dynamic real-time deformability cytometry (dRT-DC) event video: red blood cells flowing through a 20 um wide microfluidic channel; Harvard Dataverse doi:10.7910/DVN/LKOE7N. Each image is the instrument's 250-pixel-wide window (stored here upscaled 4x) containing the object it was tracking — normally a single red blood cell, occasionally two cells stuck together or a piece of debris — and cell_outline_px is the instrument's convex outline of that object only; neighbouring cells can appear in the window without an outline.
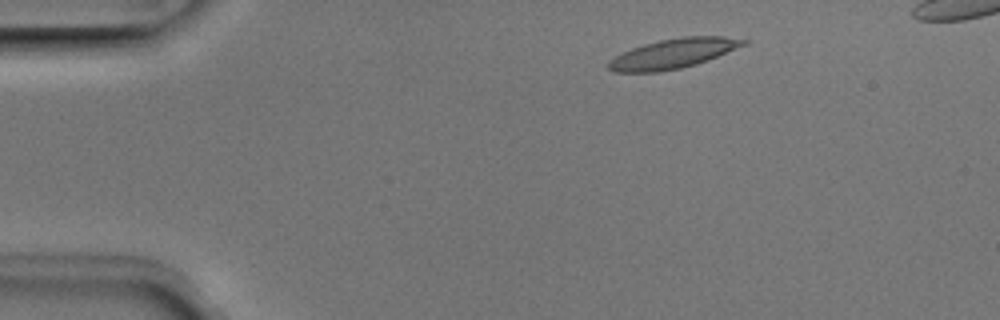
{"species": "Egyptian fruit bat (a non-hibernating species)", "species_latin": "Rousettus aegyptiacus", "temperature_condition": "room temperature", "stored_images_in_passage": 5, "camera_frame_rate_fps": 3000, "um_per_image_px": 0.085, "animal": {"sex": "male"}, "frame": {"image": 1, "passage_image": 2, "time_ms": 0.333, "image_size_px": [1000, 320], "cell_outline_px": [[752, 40], [748, 44], [696, 64], [680, 68], [660, 72], [612, 72], [608, 68], [608, 60], [632, 48], [644, 44], [660, 40], [684, 36], [724, 36]], "centroid_in_image_um": [57.25, 4.55], "position_along_channel_um": 27.7, "area_um2": 23.35}}